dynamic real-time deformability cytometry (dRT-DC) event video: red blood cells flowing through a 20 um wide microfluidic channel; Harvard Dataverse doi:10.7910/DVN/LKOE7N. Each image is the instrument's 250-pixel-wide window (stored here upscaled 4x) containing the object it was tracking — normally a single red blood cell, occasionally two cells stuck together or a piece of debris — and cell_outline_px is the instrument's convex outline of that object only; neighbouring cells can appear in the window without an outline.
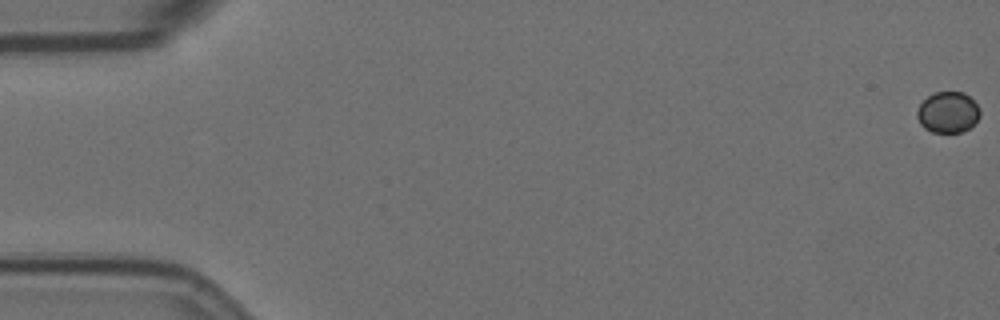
{"species": "Egyptian fruit bat (a non-hibernating species)", "species_latin": "Rousettus aegyptiacus", "temperature_condition": "room temperature", "stored_images_in_passage": 36, "camera_frame_rate_fps": 3000, "um_per_image_px": 0.085, "animal": {"sex": "female"}, "frame": {"image": 1, "passage_image": 1, "time_ms": 0.0, "image_size_px": [1000, 320], "cell_outline_px": [[980, 116], [964, 132], [932, 132], [924, 128], [920, 124], [916, 116], [916, 112], [920, 104], [928, 96], [936, 92], [964, 92], [980, 108]], "centroid_in_image_um": [80.55, 9.55], "position_along_channel_um": 4.4, "area_um2": 14.97}}
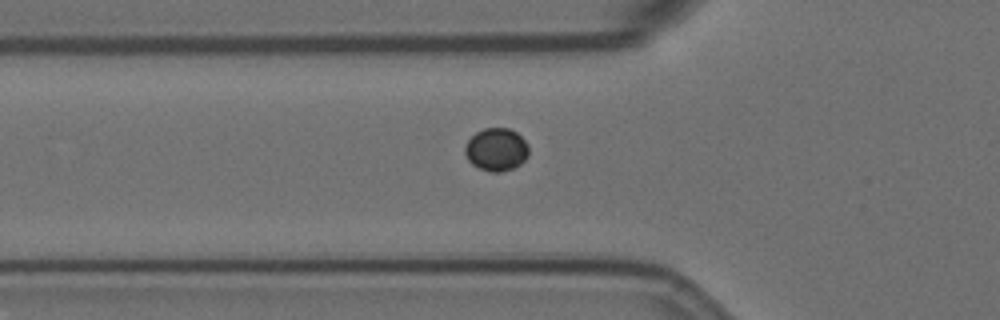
{"frame": {"image": 2, "passage_image": 21, "time_ms": 6.667, "image_size_px": [1000, 320], "cell_outline_px": [[528, 156], [520, 164], [512, 168], [500, 172], [492, 172], [480, 168], [472, 164], [468, 160], [464, 152], [464, 148], [468, 140], [476, 132], [484, 128], [508, 128], [516, 132], [528, 144]], "centroid_in_image_um": [42.18, 12.7], "position_along_channel_um": 83.6, "area_um2": 15.84}}
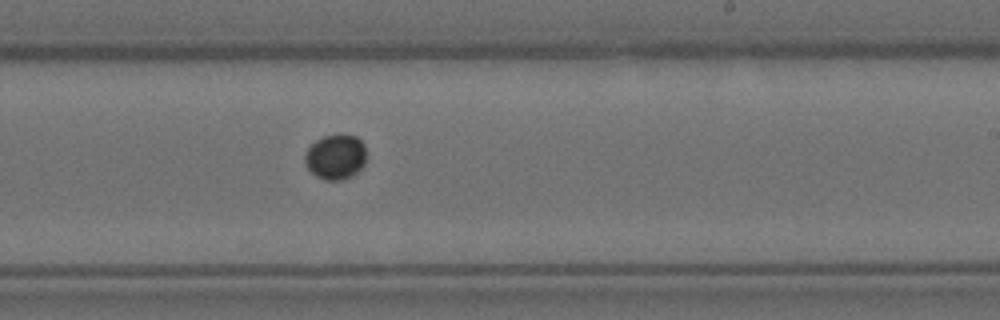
{"frame": {"image": 3, "passage_image": 36, "time_ms": 11.667, "image_size_px": [1000, 320], "cell_outline_px": [[364, 164], [352, 176], [340, 180], [324, 180], [316, 176], [304, 164], [304, 156], [308, 148], [316, 140], [324, 136], [356, 136], [364, 144]], "centroid_in_image_um": [28.49, 13.36], "position_along_channel_um": 260.5, "area_um2": 15.78}}